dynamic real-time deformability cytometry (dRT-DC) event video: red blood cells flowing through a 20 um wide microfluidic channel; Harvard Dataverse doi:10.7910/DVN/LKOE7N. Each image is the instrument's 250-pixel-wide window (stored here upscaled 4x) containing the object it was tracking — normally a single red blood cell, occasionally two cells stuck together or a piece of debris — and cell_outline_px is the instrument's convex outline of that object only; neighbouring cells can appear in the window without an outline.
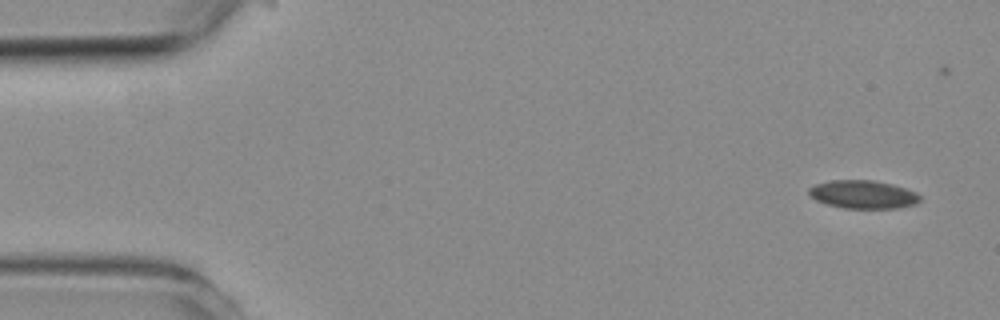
{"species": "common noctule bat (a hibernating species)", "species_latin": "Nyctalus noctula", "temperature_condition": "room temperature", "stored_images_in_passage": 3, "camera_frame_rate_fps": 3000, "um_per_image_px": 0.085, "animal": {"sex": "female", "body_mass_g": 19.3, "forearm_length_mm": 54.1}, "frame": {"image": 1, "passage_image": 1, "time_ms": 0.0, "image_size_px": [1000, 320], "cell_outline_px": [[920, 200], [916, 204], [896, 208], [844, 208], [828, 204], [816, 200], [808, 192], [808, 188], [816, 184], [832, 180], [872, 180], [892, 184], [916, 192], [920, 196]], "centroid_in_image_um": [73.37, 16.52], "position_along_channel_um": 11.6, "area_um2": 18.09}}